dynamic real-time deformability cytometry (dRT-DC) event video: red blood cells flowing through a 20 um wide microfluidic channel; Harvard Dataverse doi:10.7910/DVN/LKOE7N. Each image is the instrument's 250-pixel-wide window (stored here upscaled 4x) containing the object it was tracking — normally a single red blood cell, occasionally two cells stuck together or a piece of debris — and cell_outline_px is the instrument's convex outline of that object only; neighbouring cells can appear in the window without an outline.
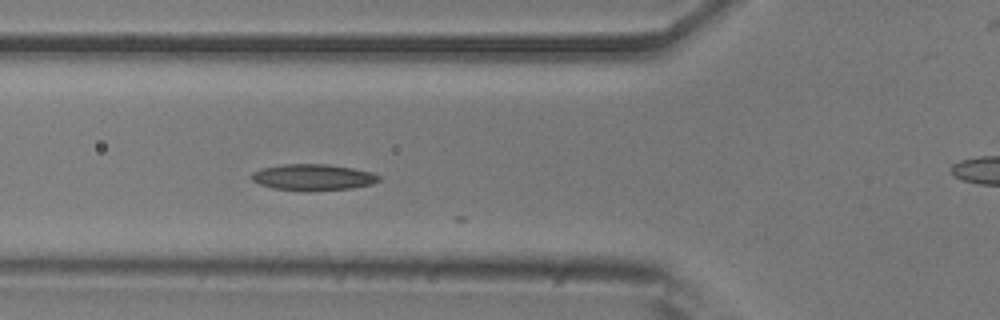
{"species": "common noctule bat (a hibernating species)", "species_latin": "Nyctalus noctula", "temperature_condition": "room temperature", "stored_images_in_passage": 23, "camera_frame_rate_fps": 3000, "um_per_image_px": 0.085, "animal": {"sex": "male", "body_mass_g": 20.5, "forearm_length_mm": 52.5}, "frame": {"image": 1, "passage_image": 19, "time_ms": 6.0, "image_size_px": [1000, 320], "cell_outline_px": [[380, 180], [372, 184], [352, 188], [272, 188], [260, 184], [252, 180], [248, 176], [252, 172], [260, 168], [284, 164], [328, 164], [352, 168], [372, 172], [380, 176]], "centroid_in_image_um": [26.58, 15.01], "position_along_channel_um": 99.2, "area_um2": 18.67}}
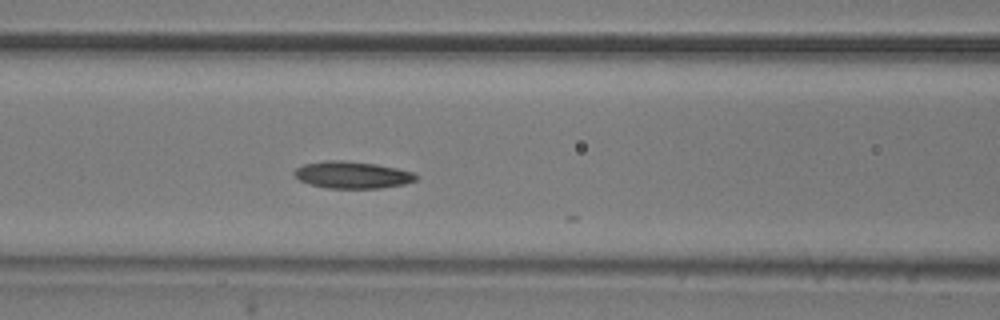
{"frame": {"image": 2, "passage_image": 22, "time_ms": 7.0, "image_size_px": [1000, 320], "cell_outline_px": [[416, 180], [404, 184], [380, 188], [328, 188], [312, 184], [300, 180], [292, 172], [296, 168], [304, 164], [324, 160], [344, 160], [376, 164], [396, 168], [412, 172], [416, 176]], "centroid_in_image_um": [29.92, 14.85], "position_along_channel_um": 136.7, "area_um2": 18.96}}